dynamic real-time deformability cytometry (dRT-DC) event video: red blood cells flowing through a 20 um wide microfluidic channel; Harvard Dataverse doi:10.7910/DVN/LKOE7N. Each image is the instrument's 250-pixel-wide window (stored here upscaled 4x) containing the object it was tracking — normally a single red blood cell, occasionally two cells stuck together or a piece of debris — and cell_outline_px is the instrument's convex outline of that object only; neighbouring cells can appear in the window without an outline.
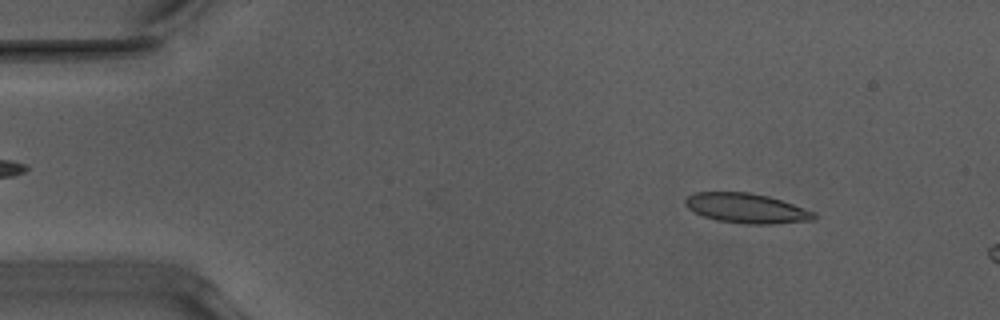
{"species": "Egyptian fruit bat (a non-hibernating species)", "species_latin": "Rousettus aegyptiacus", "temperature_condition": "warm", "stored_images_in_passage": 51, "camera_frame_rate_fps": 3000, "um_per_image_px": 0.085, "animal": {"sex": "male"}, "frame": {"image": 1, "passage_image": 6, "time_ms": 1.667, "image_size_px": [1000, 320], "cell_outline_px": [[816, 216], [812, 220], [768, 224], [748, 224], [716, 220], [704, 216], [688, 208], [684, 204], [684, 200], [688, 196], [696, 192], [748, 192], [768, 196], [816, 212]], "centroid_in_image_um": [63.43, 17.69], "position_along_channel_um": 21.6, "area_um2": 22.08}}
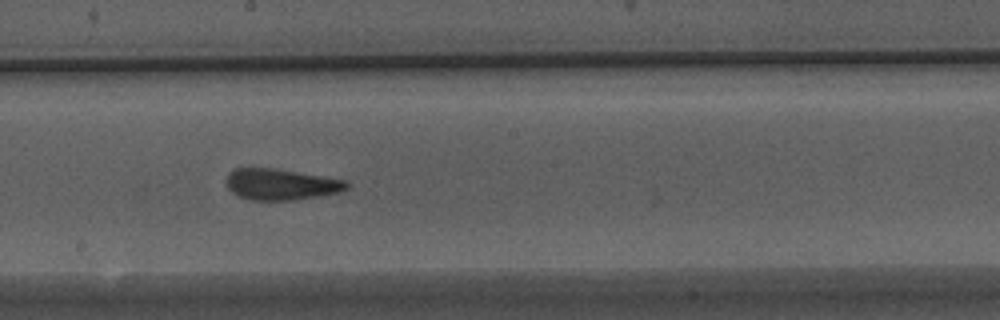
{"frame": {"image": 2, "passage_image": 28, "time_ms": 9.0, "image_size_px": [1000, 320], "cell_outline_px": [[348, 188], [340, 192], [292, 200], [252, 200], [240, 196], [232, 192], [228, 188], [228, 172], [232, 168], [276, 168], [348, 180]], "centroid_in_image_um": [23.9, 15.65], "position_along_channel_um": 224.3, "area_um2": 21.79}}
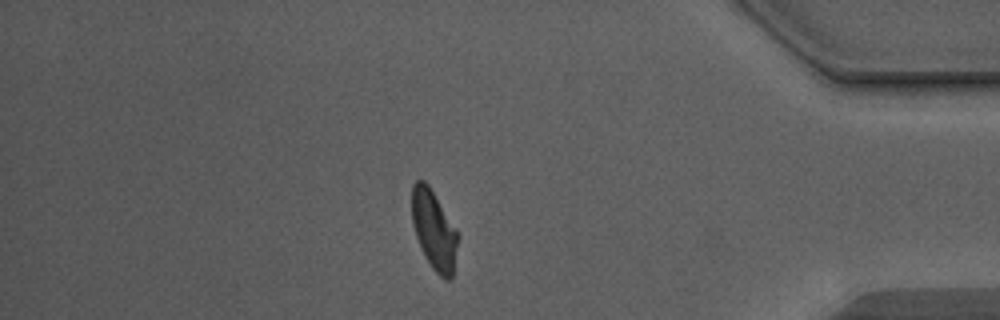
{"frame": {"image": 3, "passage_image": 44, "time_ms": 14.333, "image_size_px": [1000, 320], "cell_outline_px": [[460, 236], [452, 280], [444, 280], [432, 268], [416, 236], [412, 224], [412, 184], [416, 180], [424, 180], [428, 184], [456, 228]], "centroid_in_image_um": [36.92, 19.56], "position_along_channel_um": 398.3, "area_um2": 21.33}, "authors_computed_cell_mechanics": {"area_um2": 22.1952, "velocity_mm_per_s": 3.9499, "shape_relaxation_time_tau1_ms": 5.8547, "shape_relaxation_time_tau2_ms": 1.2548, "deformation_change_tau1": 0.2008, "deformation_change_tau2": 0.0807}}